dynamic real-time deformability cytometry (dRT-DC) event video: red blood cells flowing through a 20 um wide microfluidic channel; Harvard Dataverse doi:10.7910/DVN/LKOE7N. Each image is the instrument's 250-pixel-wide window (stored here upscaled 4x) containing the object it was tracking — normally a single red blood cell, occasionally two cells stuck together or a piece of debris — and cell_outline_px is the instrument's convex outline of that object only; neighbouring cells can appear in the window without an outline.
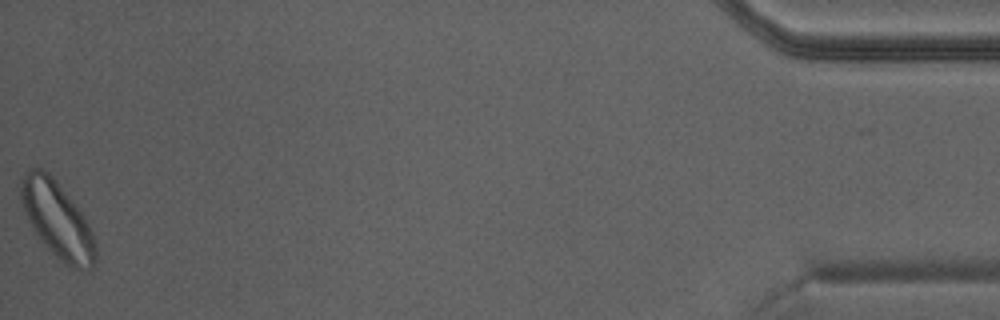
{"species": "Egyptian fruit bat (a non-hibernating species)", "species_latin": "Rousettus aegyptiacus", "temperature_condition": "warm", "stored_images_in_passage": 30, "camera_frame_rate_fps": 3000, "um_per_image_px": 0.085, "animal": {"sex": "male"}, "frame": {"image": 1, "passage_image": 30, "time_ms": 9.667, "image_size_px": [1000, 320], "cell_outline_px": [[96, 260], [92, 268], [72, 268], [64, 264], [48, 248], [36, 232], [24, 212], [20, 200], [20, 180], [32, 168], [40, 168], [48, 172], [84, 216], [92, 232], [96, 248]], "centroid_in_image_um": [4.87, 18.69], "position_along_channel_um": 430.3, "area_um2": 32.37}}